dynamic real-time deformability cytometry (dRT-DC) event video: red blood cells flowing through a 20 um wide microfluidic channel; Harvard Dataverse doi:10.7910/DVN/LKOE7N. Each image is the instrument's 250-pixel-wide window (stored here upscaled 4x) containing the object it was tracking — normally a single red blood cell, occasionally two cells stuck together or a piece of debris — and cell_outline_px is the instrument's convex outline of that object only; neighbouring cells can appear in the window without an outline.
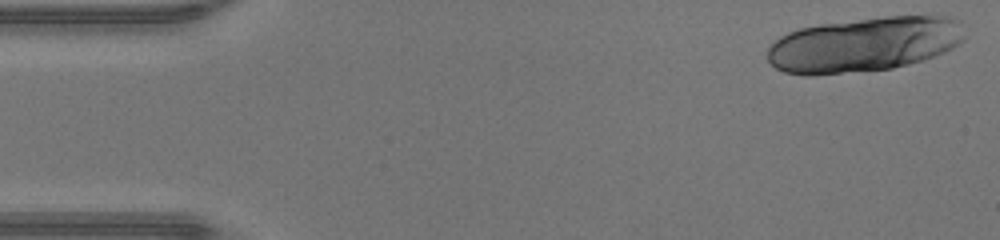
{"species": "human", "species_latin": "Homo sapiens", "temperature_condition": "warm", "stored_images_in_passage": 16, "camera_frame_rate_fps": 3000, "um_per_image_px": 0.085, "donor": {"sex": "male"}, "frame": {"image": 1, "passage_image": 1, "time_ms": 0.0, "image_size_px": [1000, 240], "cell_outline_px": [[964, 40], [960, 44], [944, 52], [924, 60], [892, 68], [812, 76], [804, 76], [784, 72], [776, 68], [768, 60], [768, 48], [780, 36], [788, 32], [800, 28], [820, 24], [884, 16], [952, 16], [960, 20], [964, 36]], "centroid_in_image_um": [73.46, 3.78], "position_along_channel_um": 11.5, "area_um2": 63.18}}